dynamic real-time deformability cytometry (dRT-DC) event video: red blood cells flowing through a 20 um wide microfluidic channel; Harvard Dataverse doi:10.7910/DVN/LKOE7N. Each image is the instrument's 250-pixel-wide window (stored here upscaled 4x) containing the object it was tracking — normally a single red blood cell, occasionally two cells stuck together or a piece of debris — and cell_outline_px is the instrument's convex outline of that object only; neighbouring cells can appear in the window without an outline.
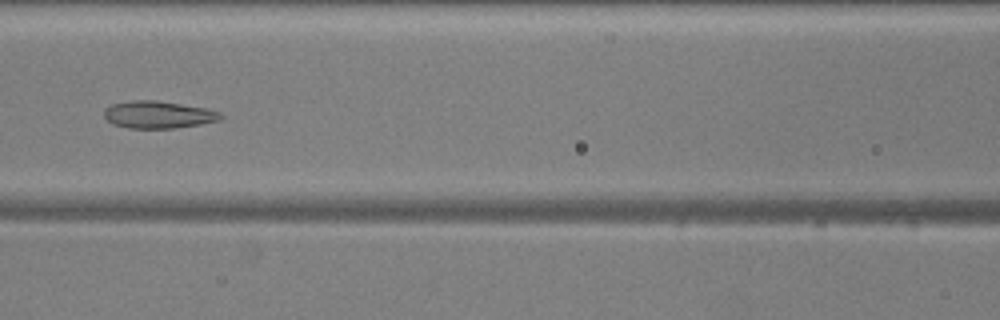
{"species": "common noctule bat (a hibernating species)", "species_latin": "Nyctalus noctula", "temperature_condition": "warm", "stored_images_in_passage": 52, "camera_frame_rate_fps": 3000, "um_per_image_px": 0.085, "animal": {"sex": "male", "body_mass_g": 20.5, "forearm_length_mm": 52.5}, "frame": {"image": 1, "passage_image": 23, "time_ms": 7.333, "image_size_px": [1000, 320], "cell_outline_px": [[224, 116], [220, 120], [200, 124], [172, 128], [128, 128], [112, 124], [104, 116], [104, 108], [112, 104], [132, 100], [156, 100], [204, 108], [220, 112]], "centroid_in_image_um": [13.43, 9.74], "position_along_channel_um": 153.2, "area_um2": 18.44}}
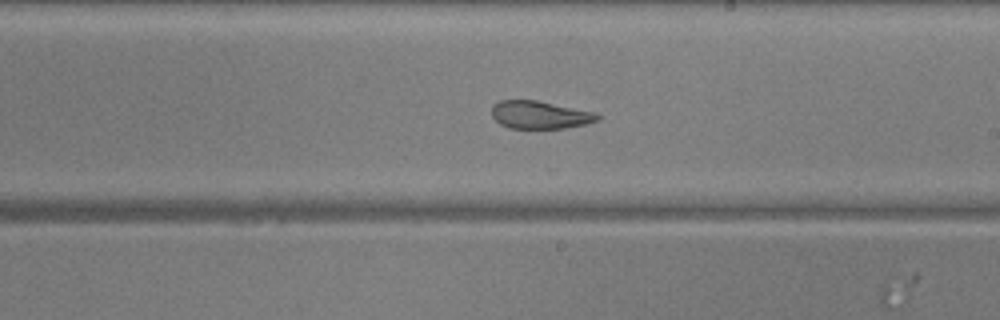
{"frame": {"image": 2, "passage_image": 30, "time_ms": 9.667, "image_size_px": [1000, 320], "cell_outline_px": [[600, 120], [568, 128], [508, 128], [500, 124], [492, 116], [492, 104], [500, 100], [536, 100], [596, 112], [600, 116]], "centroid_in_image_um": [45.89, 9.76], "position_along_channel_um": 243.1, "area_um2": 17.22}}
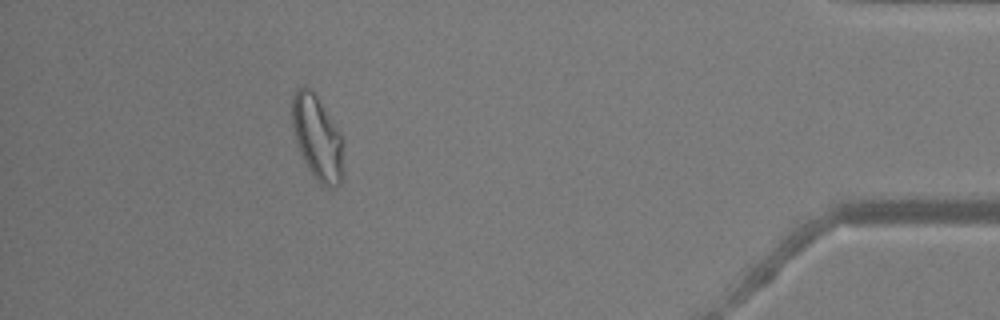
{"frame": {"image": 3, "passage_image": 47, "time_ms": 15.333, "image_size_px": [1000, 320], "cell_outline_px": [[344, 176], [340, 184], [336, 188], [328, 188], [320, 184], [316, 180], [308, 168], [300, 152], [292, 128], [292, 96], [296, 88], [300, 84], [304, 84], [312, 88], [316, 92], [340, 132], [344, 172]], "centroid_in_image_um": [26.97, 11.67], "position_along_channel_um": 408.2, "area_um2": 25.89}, "authors_computed_cell_mechanics": {"area_um2": 23.0333, "velocity_mm_per_s": 3.8646, "shape_relaxation_time_tau1_ms": null, "shape_relaxation_time_tau2_ms": 1.4467, "deformation_change_tau1": null, "deformation_change_tau2": 0.0809}}